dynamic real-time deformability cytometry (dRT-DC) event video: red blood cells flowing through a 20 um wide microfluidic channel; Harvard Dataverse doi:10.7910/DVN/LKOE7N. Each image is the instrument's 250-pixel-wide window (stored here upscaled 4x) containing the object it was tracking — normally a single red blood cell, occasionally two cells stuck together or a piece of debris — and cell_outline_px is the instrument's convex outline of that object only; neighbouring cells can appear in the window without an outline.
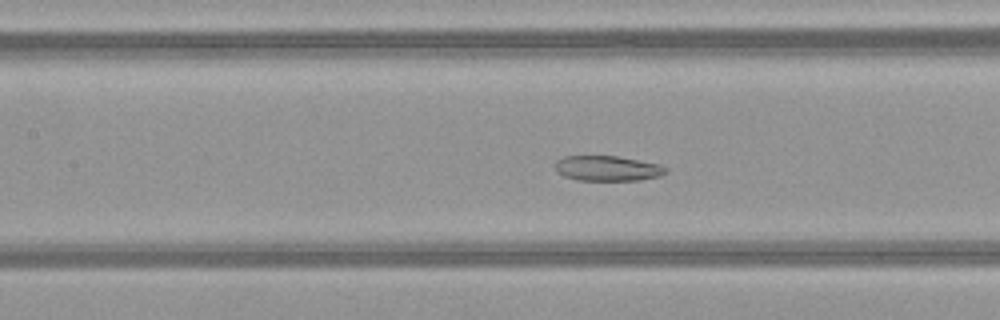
{"species": "common noctule bat (a hibernating species)", "species_latin": "Nyctalus noctula", "temperature_condition": "warm", "stored_images_in_passage": 28, "camera_frame_rate_fps": 3000, "um_per_image_px": 0.085, "animal": {"sex": "female", "body_mass_g": 21.9}, "frame": {"image": 1, "passage_image": 12, "time_ms": 3.667, "image_size_px": [1000, 320], "cell_outline_px": [[668, 172], [660, 176], [640, 180], [576, 180], [564, 176], [556, 172], [556, 160], [564, 156], [616, 156], [660, 164], [668, 168]], "centroid_in_image_um": [51.65, 14.31], "position_along_channel_um": 155.7, "area_um2": 16.3}}
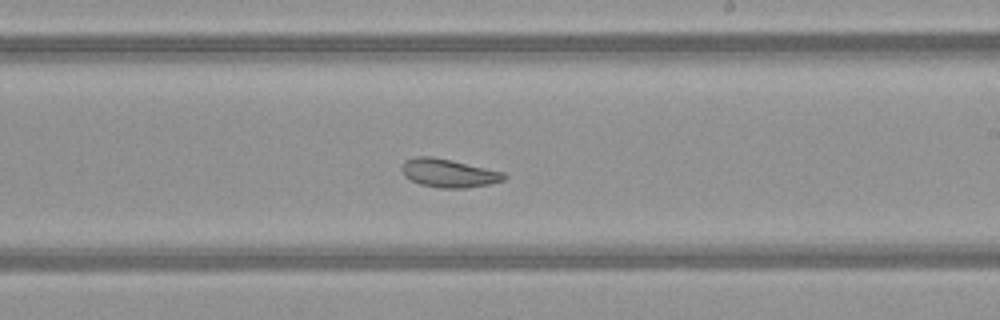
{"frame": {"image": 2, "passage_image": 19, "time_ms": 6.0, "image_size_px": [1000, 320], "cell_outline_px": [[508, 176], [504, 180], [488, 184], [468, 188], [440, 188], [420, 184], [404, 176], [400, 168], [404, 160], [416, 156], [432, 156], [452, 160], [504, 172]], "centroid_in_image_um": [38.12, 14.71], "position_along_channel_um": 250.9, "area_um2": 17.05}}
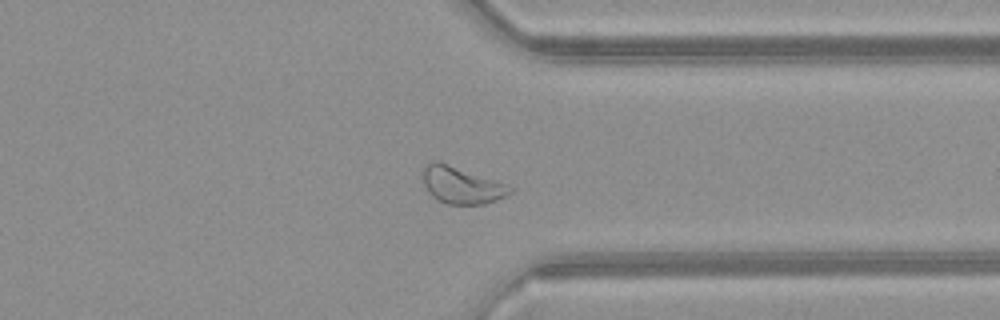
{"frame": {"image": 3, "passage_image": 28, "time_ms": 9.0, "image_size_px": [1000, 320], "cell_outline_px": [[512, 192], [496, 200], [484, 204], [444, 204], [432, 196], [428, 192], [420, 176], [424, 164], [432, 160], [436, 160], [448, 164], [504, 184], [512, 188]], "centroid_in_image_um": [39.12, 15.73], "position_along_channel_um": 372.3, "area_um2": 18.61}, "authors_computed_cell_mechanics": {"area_um2": 17.0799, "velocity_mm_per_s": 4.0863, "shape_relaxation_time_tau1_ms": null, "shape_relaxation_time_tau2_ms": 2.9945, "deformation_change_tau1": null, "deformation_change_tau2": 0.0899}}